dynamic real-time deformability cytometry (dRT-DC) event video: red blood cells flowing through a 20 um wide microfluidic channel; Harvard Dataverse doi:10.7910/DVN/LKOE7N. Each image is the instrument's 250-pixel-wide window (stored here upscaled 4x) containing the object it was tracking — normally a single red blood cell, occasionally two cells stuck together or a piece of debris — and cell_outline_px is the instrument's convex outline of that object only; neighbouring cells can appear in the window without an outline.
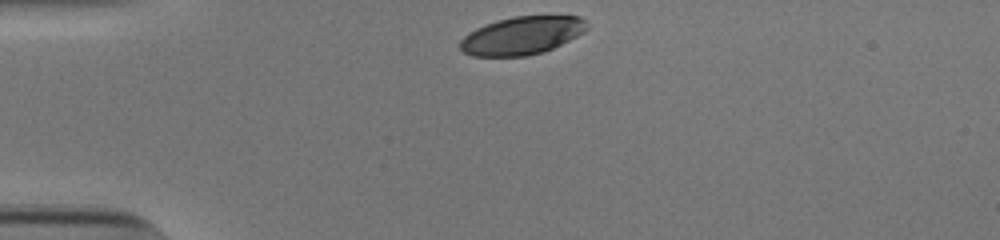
{"species": "human", "species_latin": "Homo sapiens", "temperature_condition": "cold", "stored_images_in_passage": 31, "camera_frame_rate_fps": 3000, "um_per_image_px": 0.085, "donor": {"sex": "male"}, "frame": {"image": 1, "passage_image": 1, "time_ms": 0.0, "image_size_px": [1000, 240], "cell_outline_px": [[588, 28], [584, 32], [544, 52], [528, 56], [472, 56], [464, 52], [460, 48], [460, 40], [468, 32], [484, 24], [496, 20], [512, 16], [580, 16], [584, 20]], "centroid_in_image_um": [44.33, 3.02], "position_along_channel_um": 40.7, "area_um2": 28.09}}
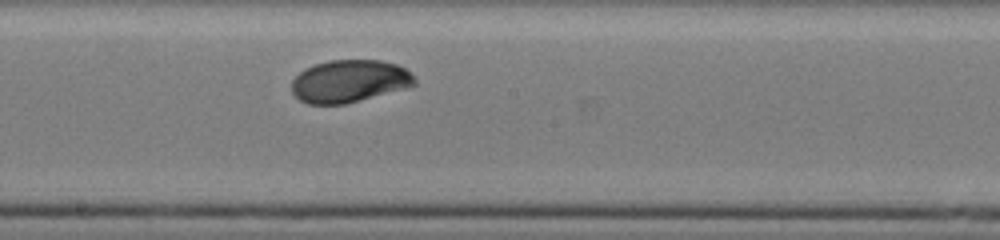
{"frame": {"image": 2, "passage_image": 18, "time_ms": 5.667, "image_size_px": [1000, 240], "cell_outline_px": [[416, 84], [404, 88], [344, 104], [308, 104], [300, 100], [292, 92], [292, 80], [304, 68], [328, 60], [380, 60], [396, 64], [404, 68], [416, 80]], "centroid_in_image_um": [29.65, 6.89], "position_along_channel_um": 218.5, "area_um2": 30.11}}
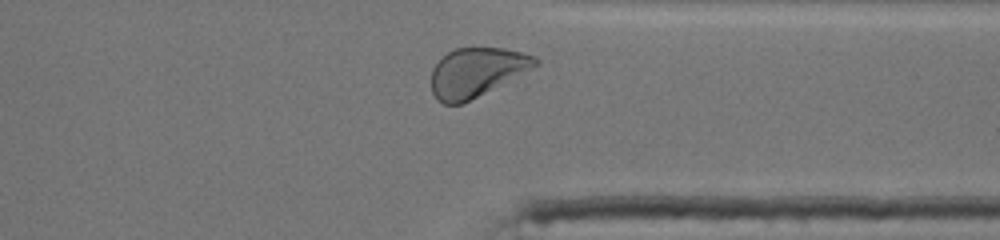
{"frame": {"image": 3, "passage_image": 30, "time_ms": 9.667, "image_size_px": [1000, 240], "cell_outline_px": [[540, 64], [460, 104], [444, 104], [436, 100], [432, 92], [432, 68], [448, 52], [456, 48], [504, 48], [536, 56], [540, 60]], "centroid_in_image_um": [40.49, 6.12], "position_along_channel_um": 370.9, "area_um2": 29.07}, "authors_computed_cell_mechanics": {"area_um2": 30.2872, "velocity_mm_per_s": 3.8109, "shape_relaxation_time_tau1_ms": 2.0844, "shape_relaxation_time_tau2_ms": null, "deformation_change_tau1": 0.137, "deformation_change_tau2": null}}